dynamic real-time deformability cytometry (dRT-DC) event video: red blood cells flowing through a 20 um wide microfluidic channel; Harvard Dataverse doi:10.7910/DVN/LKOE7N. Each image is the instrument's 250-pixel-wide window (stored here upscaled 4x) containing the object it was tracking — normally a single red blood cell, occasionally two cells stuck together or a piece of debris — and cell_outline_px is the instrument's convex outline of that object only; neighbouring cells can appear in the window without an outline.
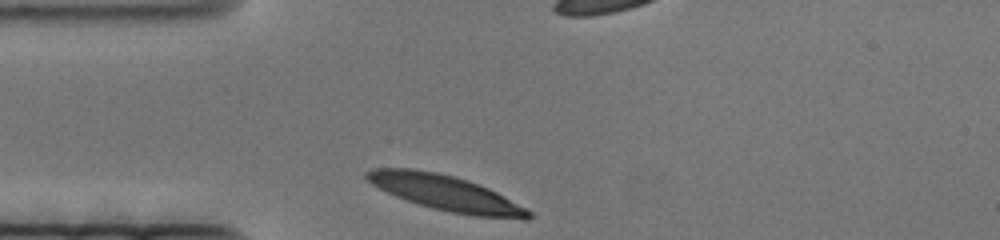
{"species": "human", "species_latin": "Homo sapiens", "temperature_condition": "cold", "stored_images_in_passage": 45, "camera_frame_rate_fps": 3000, "um_per_image_px": 0.085, "donor": {"sex": "female"}, "frame": {"image": 1, "passage_image": 1, "time_ms": 0.0, "image_size_px": [1000, 240], "cell_outline_px": [[532, 216], [528, 220], [524, 220], [476, 216], [452, 212], [432, 208], [396, 196], [372, 184], [364, 176], [364, 172], [372, 168], [412, 168], [436, 172], [468, 180], [488, 188], [496, 192], [532, 212]], "centroid_in_image_um": [37.89, 16.4], "position_along_channel_um": 47.1, "area_um2": 32.95}}
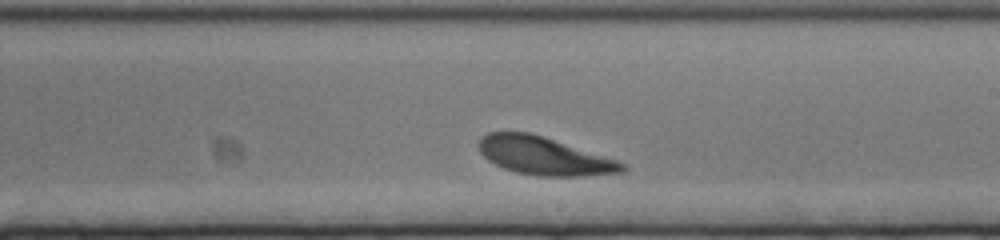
{"frame": {"image": 2, "passage_image": 27, "time_ms": 8.667, "image_size_px": [1000, 240], "cell_outline_px": [[628, 168], [624, 172], [584, 176], [536, 176], [516, 172], [504, 168], [488, 160], [480, 152], [476, 144], [480, 136], [488, 132], [528, 132], [544, 136], [616, 160], [624, 164]], "centroid_in_image_um": [46.2, 13.25], "position_along_channel_um": 242.8, "area_um2": 31.79}}
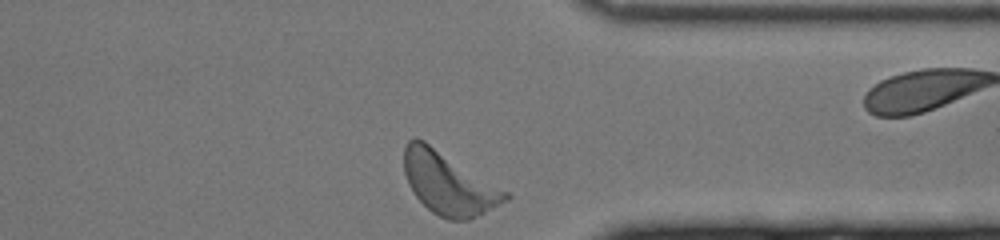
{"frame": {"image": 3, "passage_image": 44, "time_ms": 14.333, "image_size_px": [1000, 240], "cell_outline_px": [[512, 196], [508, 200], [468, 220], [448, 220], [432, 212], [416, 196], [408, 184], [404, 172], [404, 148], [408, 140], [416, 136], [424, 140], [508, 192]], "centroid_in_image_um": [38.11, 15.57], "position_along_channel_um": 373.3, "area_um2": 36.41}}